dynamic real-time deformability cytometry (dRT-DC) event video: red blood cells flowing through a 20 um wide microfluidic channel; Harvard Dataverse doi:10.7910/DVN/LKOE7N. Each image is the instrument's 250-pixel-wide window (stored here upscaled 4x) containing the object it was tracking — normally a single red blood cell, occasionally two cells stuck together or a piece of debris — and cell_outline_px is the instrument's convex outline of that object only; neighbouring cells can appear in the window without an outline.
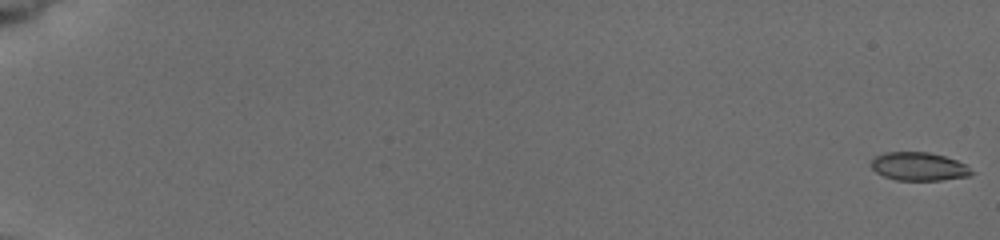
{"species": "common noctule bat (a hibernating species)", "species_latin": "Nyctalus noctula", "temperature_condition": "cold", "stored_images_in_passage": 13, "camera_frame_rate_fps": 3000, "um_per_image_px": 0.085, "animal": {"sex": "female", "body_mass_g": 19.5, "forearm_length_mm": 54.1}, "frame": {"image": 1, "passage_image": 1, "time_ms": 0.0, "image_size_px": [1000, 240], "cell_outline_px": [[976, 172], [972, 176], [940, 180], [896, 180], [884, 176], [876, 172], [868, 164], [876, 156], [884, 152], [928, 152], [944, 156], [956, 160], [964, 164]], "centroid_in_image_um": [78.11, 14.15], "position_along_channel_um": 6.9, "area_um2": 16.7}}
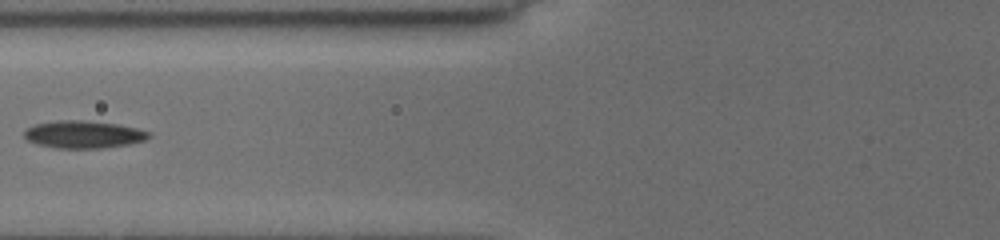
{"frame": {"image": 2, "passage_image": 11, "time_ms": 8.333, "image_size_px": [1000, 240], "cell_outline_px": [[152, 136], [144, 140], [128, 144], [104, 148], [56, 148], [36, 144], [28, 140], [24, 136], [24, 132], [28, 128], [36, 124], [56, 120], [80, 120], [116, 124], [136, 128], [152, 132]], "centroid_in_image_um": [7.11, 11.43], "position_along_channel_um": 118.7, "area_um2": 19.88}}
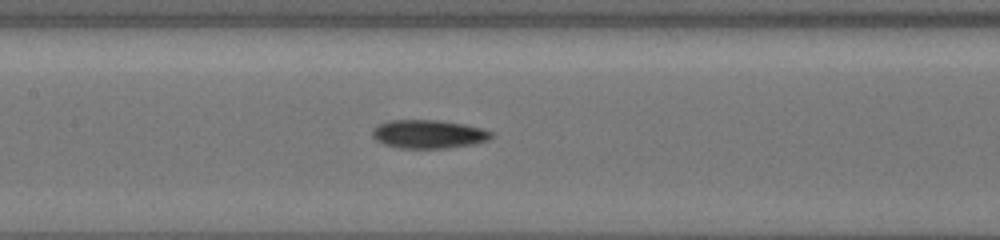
{"frame": {"image": 3, "passage_image": 13, "time_ms": 9.667, "image_size_px": [1000, 240], "cell_outline_px": [[492, 136], [488, 140], [476, 144], [448, 148], [400, 148], [384, 144], [376, 140], [372, 136], [372, 128], [388, 120], [436, 120], [464, 124], [484, 128], [492, 132]], "centroid_in_image_um": [36.44, 11.4], "position_along_channel_um": 171.0, "area_um2": 19.88}}